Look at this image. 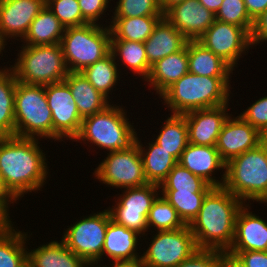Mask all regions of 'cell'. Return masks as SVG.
Here are the masks:
<instances>
[{
    "mask_svg": "<svg viewBox=\"0 0 267 267\" xmlns=\"http://www.w3.org/2000/svg\"><path fill=\"white\" fill-rule=\"evenodd\" d=\"M244 3L253 20L267 9V0H244Z\"/></svg>",
    "mask_w": 267,
    "mask_h": 267,
    "instance_id": "cell-46",
    "label": "cell"
},
{
    "mask_svg": "<svg viewBox=\"0 0 267 267\" xmlns=\"http://www.w3.org/2000/svg\"><path fill=\"white\" fill-rule=\"evenodd\" d=\"M160 191L208 193L213 186L177 163L160 184Z\"/></svg>",
    "mask_w": 267,
    "mask_h": 267,
    "instance_id": "cell-35",
    "label": "cell"
},
{
    "mask_svg": "<svg viewBox=\"0 0 267 267\" xmlns=\"http://www.w3.org/2000/svg\"><path fill=\"white\" fill-rule=\"evenodd\" d=\"M38 140L0 137V174L6 188L17 200L28 192L39 191L48 178L46 154Z\"/></svg>",
    "mask_w": 267,
    "mask_h": 267,
    "instance_id": "cell-1",
    "label": "cell"
},
{
    "mask_svg": "<svg viewBox=\"0 0 267 267\" xmlns=\"http://www.w3.org/2000/svg\"><path fill=\"white\" fill-rule=\"evenodd\" d=\"M163 16L112 17L111 40L145 42Z\"/></svg>",
    "mask_w": 267,
    "mask_h": 267,
    "instance_id": "cell-29",
    "label": "cell"
},
{
    "mask_svg": "<svg viewBox=\"0 0 267 267\" xmlns=\"http://www.w3.org/2000/svg\"><path fill=\"white\" fill-rule=\"evenodd\" d=\"M16 198L6 188L2 176L0 174V205L9 212V206L11 203L16 202ZM10 203V204H9ZM9 205V206H8Z\"/></svg>",
    "mask_w": 267,
    "mask_h": 267,
    "instance_id": "cell-47",
    "label": "cell"
},
{
    "mask_svg": "<svg viewBox=\"0 0 267 267\" xmlns=\"http://www.w3.org/2000/svg\"><path fill=\"white\" fill-rule=\"evenodd\" d=\"M116 62L118 61L110 52L101 60L96 61L81 71L91 85L107 99L110 98L108 94H111V89L113 90L117 85L118 76L120 75V69L117 66L121 65H118L119 63Z\"/></svg>",
    "mask_w": 267,
    "mask_h": 267,
    "instance_id": "cell-34",
    "label": "cell"
},
{
    "mask_svg": "<svg viewBox=\"0 0 267 267\" xmlns=\"http://www.w3.org/2000/svg\"><path fill=\"white\" fill-rule=\"evenodd\" d=\"M188 69L190 73L209 77H231L235 70L197 40H188Z\"/></svg>",
    "mask_w": 267,
    "mask_h": 267,
    "instance_id": "cell-26",
    "label": "cell"
},
{
    "mask_svg": "<svg viewBox=\"0 0 267 267\" xmlns=\"http://www.w3.org/2000/svg\"><path fill=\"white\" fill-rule=\"evenodd\" d=\"M110 218L108 209L90 214L67 228L61 240L88 265L95 266L103 261L102 251Z\"/></svg>",
    "mask_w": 267,
    "mask_h": 267,
    "instance_id": "cell-9",
    "label": "cell"
},
{
    "mask_svg": "<svg viewBox=\"0 0 267 267\" xmlns=\"http://www.w3.org/2000/svg\"><path fill=\"white\" fill-rule=\"evenodd\" d=\"M11 225L9 213L0 205V233L6 231Z\"/></svg>",
    "mask_w": 267,
    "mask_h": 267,
    "instance_id": "cell-49",
    "label": "cell"
},
{
    "mask_svg": "<svg viewBox=\"0 0 267 267\" xmlns=\"http://www.w3.org/2000/svg\"><path fill=\"white\" fill-rule=\"evenodd\" d=\"M112 17L164 16L159 0H118Z\"/></svg>",
    "mask_w": 267,
    "mask_h": 267,
    "instance_id": "cell-40",
    "label": "cell"
},
{
    "mask_svg": "<svg viewBox=\"0 0 267 267\" xmlns=\"http://www.w3.org/2000/svg\"><path fill=\"white\" fill-rule=\"evenodd\" d=\"M236 255L246 267H267V251H227Z\"/></svg>",
    "mask_w": 267,
    "mask_h": 267,
    "instance_id": "cell-44",
    "label": "cell"
},
{
    "mask_svg": "<svg viewBox=\"0 0 267 267\" xmlns=\"http://www.w3.org/2000/svg\"><path fill=\"white\" fill-rule=\"evenodd\" d=\"M17 79L9 68L0 72V137L15 136V88Z\"/></svg>",
    "mask_w": 267,
    "mask_h": 267,
    "instance_id": "cell-31",
    "label": "cell"
},
{
    "mask_svg": "<svg viewBox=\"0 0 267 267\" xmlns=\"http://www.w3.org/2000/svg\"><path fill=\"white\" fill-rule=\"evenodd\" d=\"M108 105L104 110L83 118L73 141H88L108 152L123 150L135 142L136 131L120 105Z\"/></svg>",
    "mask_w": 267,
    "mask_h": 267,
    "instance_id": "cell-5",
    "label": "cell"
},
{
    "mask_svg": "<svg viewBox=\"0 0 267 267\" xmlns=\"http://www.w3.org/2000/svg\"><path fill=\"white\" fill-rule=\"evenodd\" d=\"M103 26L88 23L65 28L60 45L69 72H81L110 53L111 32Z\"/></svg>",
    "mask_w": 267,
    "mask_h": 267,
    "instance_id": "cell-7",
    "label": "cell"
},
{
    "mask_svg": "<svg viewBox=\"0 0 267 267\" xmlns=\"http://www.w3.org/2000/svg\"><path fill=\"white\" fill-rule=\"evenodd\" d=\"M231 116L232 114L229 113L216 143V149L225 163L246 151L257 148L267 139L240 115L235 118Z\"/></svg>",
    "mask_w": 267,
    "mask_h": 267,
    "instance_id": "cell-15",
    "label": "cell"
},
{
    "mask_svg": "<svg viewBox=\"0 0 267 267\" xmlns=\"http://www.w3.org/2000/svg\"><path fill=\"white\" fill-rule=\"evenodd\" d=\"M123 191L115 201L116 205L108 207L111 220L144 236L148 230L147 216L152 203L160 195V187L156 184H147Z\"/></svg>",
    "mask_w": 267,
    "mask_h": 267,
    "instance_id": "cell-12",
    "label": "cell"
},
{
    "mask_svg": "<svg viewBox=\"0 0 267 267\" xmlns=\"http://www.w3.org/2000/svg\"><path fill=\"white\" fill-rule=\"evenodd\" d=\"M135 142L139 147L147 182L160 186L178 161L156 142L151 141L147 143V148L143 147L137 133Z\"/></svg>",
    "mask_w": 267,
    "mask_h": 267,
    "instance_id": "cell-27",
    "label": "cell"
},
{
    "mask_svg": "<svg viewBox=\"0 0 267 267\" xmlns=\"http://www.w3.org/2000/svg\"><path fill=\"white\" fill-rule=\"evenodd\" d=\"M155 142L168 151L177 161L188 145V128L185 117L180 114H171L161 127Z\"/></svg>",
    "mask_w": 267,
    "mask_h": 267,
    "instance_id": "cell-30",
    "label": "cell"
},
{
    "mask_svg": "<svg viewBox=\"0 0 267 267\" xmlns=\"http://www.w3.org/2000/svg\"><path fill=\"white\" fill-rule=\"evenodd\" d=\"M4 48H5V45L0 41V55H1L2 51L4 50ZM4 69H5V67L3 69H1L0 72L3 71Z\"/></svg>",
    "mask_w": 267,
    "mask_h": 267,
    "instance_id": "cell-54",
    "label": "cell"
},
{
    "mask_svg": "<svg viewBox=\"0 0 267 267\" xmlns=\"http://www.w3.org/2000/svg\"><path fill=\"white\" fill-rule=\"evenodd\" d=\"M230 77H209L188 72L166 89L160 98L172 114L229 104Z\"/></svg>",
    "mask_w": 267,
    "mask_h": 267,
    "instance_id": "cell-3",
    "label": "cell"
},
{
    "mask_svg": "<svg viewBox=\"0 0 267 267\" xmlns=\"http://www.w3.org/2000/svg\"><path fill=\"white\" fill-rule=\"evenodd\" d=\"M141 255L145 267H176L198 248L189 225L172 231H157Z\"/></svg>",
    "mask_w": 267,
    "mask_h": 267,
    "instance_id": "cell-11",
    "label": "cell"
},
{
    "mask_svg": "<svg viewBox=\"0 0 267 267\" xmlns=\"http://www.w3.org/2000/svg\"><path fill=\"white\" fill-rule=\"evenodd\" d=\"M15 136L53 139L52 111L45 85H29L17 81L15 88Z\"/></svg>",
    "mask_w": 267,
    "mask_h": 267,
    "instance_id": "cell-8",
    "label": "cell"
},
{
    "mask_svg": "<svg viewBox=\"0 0 267 267\" xmlns=\"http://www.w3.org/2000/svg\"><path fill=\"white\" fill-rule=\"evenodd\" d=\"M223 187L244 204L267 192V139L226 163Z\"/></svg>",
    "mask_w": 267,
    "mask_h": 267,
    "instance_id": "cell-4",
    "label": "cell"
},
{
    "mask_svg": "<svg viewBox=\"0 0 267 267\" xmlns=\"http://www.w3.org/2000/svg\"><path fill=\"white\" fill-rule=\"evenodd\" d=\"M105 158L93 173L103 184L120 189L149 184L136 142L126 149L108 152Z\"/></svg>",
    "mask_w": 267,
    "mask_h": 267,
    "instance_id": "cell-10",
    "label": "cell"
},
{
    "mask_svg": "<svg viewBox=\"0 0 267 267\" xmlns=\"http://www.w3.org/2000/svg\"><path fill=\"white\" fill-rule=\"evenodd\" d=\"M229 104L192 110L185 114L188 142L200 146H216L222 126L229 117Z\"/></svg>",
    "mask_w": 267,
    "mask_h": 267,
    "instance_id": "cell-17",
    "label": "cell"
},
{
    "mask_svg": "<svg viewBox=\"0 0 267 267\" xmlns=\"http://www.w3.org/2000/svg\"><path fill=\"white\" fill-rule=\"evenodd\" d=\"M13 225L0 233V267H28L25 246L28 232L16 231Z\"/></svg>",
    "mask_w": 267,
    "mask_h": 267,
    "instance_id": "cell-33",
    "label": "cell"
},
{
    "mask_svg": "<svg viewBox=\"0 0 267 267\" xmlns=\"http://www.w3.org/2000/svg\"><path fill=\"white\" fill-rule=\"evenodd\" d=\"M28 267H88L89 265L73 253L61 240L51 241L27 251Z\"/></svg>",
    "mask_w": 267,
    "mask_h": 267,
    "instance_id": "cell-24",
    "label": "cell"
},
{
    "mask_svg": "<svg viewBox=\"0 0 267 267\" xmlns=\"http://www.w3.org/2000/svg\"><path fill=\"white\" fill-rule=\"evenodd\" d=\"M148 229L154 227L155 231H172L183 228L185 224L178 216L175 208L162 195L152 203L147 216ZM150 227V228H149Z\"/></svg>",
    "mask_w": 267,
    "mask_h": 267,
    "instance_id": "cell-36",
    "label": "cell"
},
{
    "mask_svg": "<svg viewBox=\"0 0 267 267\" xmlns=\"http://www.w3.org/2000/svg\"><path fill=\"white\" fill-rule=\"evenodd\" d=\"M71 90L82 118L94 115L110 105V100L98 92L82 72H69L63 80Z\"/></svg>",
    "mask_w": 267,
    "mask_h": 267,
    "instance_id": "cell-25",
    "label": "cell"
},
{
    "mask_svg": "<svg viewBox=\"0 0 267 267\" xmlns=\"http://www.w3.org/2000/svg\"><path fill=\"white\" fill-rule=\"evenodd\" d=\"M161 195L175 208L183 223L190 225L198 216L207 193L161 191Z\"/></svg>",
    "mask_w": 267,
    "mask_h": 267,
    "instance_id": "cell-37",
    "label": "cell"
},
{
    "mask_svg": "<svg viewBox=\"0 0 267 267\" xmlns=\"http://www.w3.org/2000/svg\"><path fill=\"white\" fill-rule=\"evenodd\" d=\"M95 267H101V266L98 265V266H95ZM102 267H107V266L105 265V266H102ZM112 267H122V264H113Z\"/></svg>",
    "mask_w": 267,
    "mask_h": 267,
    "instance_id": "cell-55",
    "label": "cell"
},
{
    "mask_svg": "<svg viewBox=\"0 0 267 267\" xmlns=\"http://www.w3.org/2000/svg\"><path fill=\"white\" fill-rule=\"evenodd\" d=\"M240 116L267 138V96L258 99Z\"/></svg>",
    "mask_w": 267,
    "mask_h": 267,
    "instance_id": "cell-41",
    "label": "cell"
},
{
    "mask_svg": "<svg viewBox=\"0 0 267 267\" xmlns=\"http://www.w3.org/2000/svg\"><path fill=\"white\" fill-rule=\"evenodd\" d=\"M122 267H145L141 262L122 264Z\"/></svg>",
    "mask_w": 267,
    "mask_h": 267,
    "instance_id": "cell-52",
    "label": "cell"
},
{
    "mask_svg": "<svg viewBox=\"0 0 267 267\" xmlns=\"http://www.w3.org/2000/svg\"><path fill=\"white\" fill-rule=\"evenodd\" d=\"M243 205L223 186L213 187L189 225L197 248L227 251L234 239L237 213Z\"/></svg>",
    "mask_w": 267,
    "mask_h": 267,
    "instance_id": "cell-2",
    "label": "cell"
},
{
    "mask_svg": "<svg viewBox=\"0 0 267 267\" xmlns=\"http://www.w3.org/2000/svg\"><path fill=\"white\" fill-rule=\"evenodd\" d=\"M138 236L141 239L140 234L115 223L110 218L106 229L102 256L106 254L114 264L140 262L141 256L137 252Z\"/></svg>",
    "mask_w": 267,
    "mask_h": 267,
    "instance_id": "cell-21",
    "label": "cell"
},
{
    "mask_svg": "<svg viewBox=\"0 0 267 267\" xmlns=\"http://www.w3.org/2000/svg\"><path fill=\"white\" fill-rule=\"evenodd\" d=\"M45 5L46 0H0V41L5 46L8 38L22 41Z\"/></svg>",
    "mask_w": 267,
    "mask_h": 267,
    "instance_id": "cell-16",
    "label": "cell"
},
{
    "mask_svg": "<svg viewBox=\"0 0 267 267\" xmlns=\"http://www.w3.org/2000/svg\"><path fill=\"white\" fill-rule=\"evenodd\" d=\"M189 72L188 69V42L186 46L151 66L149 76L145 80L149 82L160 96L166 89Z\"/></svg>",
    "mask_w": 267,
    "mask_h": 267,
    "instance_id": "cell-23",
    "label": "cell"
},
{
    "mask_svg": "<svg viewBox=\"0 0 267 267\" xmlns=\"http://www.w3.org/2000/svg\"><path fill=\"white\" fill-rule=\"evenodd\" d=\"M45 94L53 121V140H73L79 133L83 118L68 85L62 81L45 85Z\"/></svg>",
    "mask_w": 267,
    "mask_h": 267,
    "instance_id": "cell-14",
    "label": "cell"
},
{
    "mask_svg": "<svg viewBox=\"0 0 267 267\" xmlns=\"http://www.w3.org/2000/svg\"><path fill=\"white\" fill-rule=\"evenodd\" d=\"M46 6L65 28L88 24L83 18L78 0H46Z\"/></svg>",
    "mask_w": 267,
    "mask_h": 267,
    "instance_id": "cell-39",
    "label": "cell"
},
{
    "mask_svg": "<svg viewBox=\"0 0 267 267\" xmlns=\"http://www.w3.org/2000/svg\"><path fill=\"white\" fill-rule=\"evenodd\" d=\"M204 7L212 11L214 14L219 10L223 0H198Z\"/></svg>",
    "mask_w": 267,
    "mask_h": 267,
    "instance_id": "cell-50",
    "label": "cell"
},
{
    "mask_svg": "<svg viewBox=\"0 0 267 267\" xmlns=\"http://www.w3.org/2000/svg\"><path fill=\"white\" fill-rule=\"evenodd\" d=\"M14 66L17 81L29 85L62 82L68 75L60 43L53 45H23Z\"/></svg>",
    "mask_w": 267,
    "mask_h": 267,
    "instance_id": "cell-6",
    "label": "cell"
},
{
    "mask_svg": "<svg viewBox=\"0 0 267 267\" xmlns=\"http://www.w3.org/2000/svg\"><path fill=\"white\" fill-rule=\"evenodd\" d=\"M111 0H78L83 18L88 23L98 24L99 18L103 17Z\"/></svg>",
    "mask_w": 267,
    "mask_h": 267,
    "instance_id": "cell-43",
    "label": "cell"
},
{
    "mask_svg": "<svg viewBox=\"0 0 267 267\" xmlns=\"http://www.w3.org/2000/svg\"><path fill=\"white\" fill-rule=\"evenodd\" d=\"M249 203L237 213L234 239L227 251H267V221L249 212Z\"/></svg>",
    "mask_w": 267,
    "mask_h": 267,
    "instance_id": "cell-19",
    "label": "cell"
},
{
    "mask_svg": "<svg viewBox=\"0 0 267 267\" xmlns=\"http://www.w3.org/2000/svg\"><path fill=\"white\" fill-rule=\"evenodd\" d=\"M185 0H159V5L161 8V12L165 14L170 8L174 5L181 3Z\"/></svg>",
    "mask_w": 267,
    "mask_h": 267,
    "instance_id": "cell-51",
    "label": "cell"
},
{
    "mask_svg": "<svg viewBox=\"0 0 267 267\" xmlns=\"http://www.w3.org/2000/svg\"><path fill=\"white\" fill-rule=\"evenodd\" d=\"M250 40L252 46L267 41V9L254 19Z\"/></svg>",
    "mask_w": 267,
    "mask_h": 267,
    "instance_id": "cell-45",
    "label": "cell"
},
{
    "mask_svg": "<svg viewBox=\"0 0 267 267\" xmlns=\"http://www.w3.org/2000/svg\"><path fill=\"white\" fill-rule=\"evenodd\" d=\"M215 19L235 24L251 33L254 20L249 16L244 0H223L219 10L215 14Z\"/></svg>",
    "mask_w": 267,
    "mask_h": 267,
    "instance_id": "cell-38",
    "label": "cell"
},
{
    "mask_svg": "<svg viewBox=\"0 0 267 267\" xmlns=\"http://www.w3.org/2000/svg\"><path fill=\"white\" fill-rule=\"evenodd\" d=\"M178 163L194 175L203 178L213 187L223 186L225 172L221 175L223 176L221 180H217L213 176L215 170L222 169L225 171L226 168V163L221 159L216 146H200L188 143Z\"/></svg>",
    "mask_w": 267,
    "mask_h": 267,
    "instance_id": "cell-20",
    "label": "cell"
},
{
    "mask_svg": "<svg viewBox=\"0 0 267 267\" xmlns=\"http://www.w3.org/2000/svg\"><path fill=\"white\" fill-rule=\"evenodd\" d=\"M176 267H221V251L198 248Z\"/></svg>",
    "mask_w": 267,
    "mask_h": 267,
    "instance_id": "cell-42",
    "label": "cell"
},
{
    "mask_svg": "<svg viewBox=\"0 0 267 267\" xmlns=\"http://www.w3.org/2000/svg\"><path fill=\"white\" fill-rule=\"evenodd\" d=\"M258 202H260L261 204L262 203L267 204V192L260 198V200Z\"/></svg>",
    "mask_w": 267,
    "mask_h": 267,
    "instance_id": "cell-53",
    "label": "cell"
},
{
    "mask_svg": "<svg viewBox=\"0 0 267 267\" xmlns=\"http://www.w3.org/2000/svg\"><path fill=\"white\" fill-rule=\"evenodd\" d=\"M188 39L163 16L144 42L148 65L151 67L164 57L182 50Z\"/></svg>",
    "mask_w": 267,
    "mask_h": 267,
    "instance_id": "cell-22",
    "label": "cell"
},
{
    "mask_svg": "<svg viewBox=\"0 0 267 267\" xmlns=\"http://www.w3.org/2000/svg\"><path fill=\"white\" fill-rule=\"evenodd\" d=\"M197 41L222 58L233 69L242 54L252 47L250 34L244 28L218 20H215Z\"/></svg>",
    "mask_w": 267,
    "mask_h": 267,
    "instance_id": "cell-13",
    "label": "cell"
},
{
    "mask_svg": "<svg viewBox=\"0 0 267 267\" xmlns=\"http://www.w3.org/2000/svg\"><path fill=\"white\" fill-rule=\"evenodd\" d=\"M221 267H246L236 256L227 251H221Z\"/></svg>",
    "mask_w": 267,
    "mask_h": 267,
    "instance_id": "cell-48",
    "label": "cell"
},
{
    "mask_svg": "<svg viewBox=\"0 0 267 267\" xmlns=\"http://www.w3.org/2000/svg\"><path fill=\"white\" fill-rule=\"evenodd\" d=\"M65 27L45 5L21 42L23 45H53L61 42ZM26 43V44H25Z\"/></svg>",
    "mask_w": 267,
    "mask_h": 267,
    "instance_id": "cell-28",
    "label": "cell"
},
{
    "mask_svg": "<svg viewBox=\"0 0 267 267\" xmlns=\"http://www.w3.org/2000/svg\"><path fill=\"white\" fill-rule=\"evenodd\" d=\"M115 59L132 70V73L138 74L145 81L149 76L151 67L148 65L145 46L143 42L129 40H111V51Z\"/></svg>",
    "mask_w": 267,
    "mask_h": 267,
    "instance_id": "cell-32",
    "label": "cell"
},
{
    "mask_svg": "<svg viewBox=\"0 0 267 267\" xmlns=\"http://www.w3.org/2000/svg\"><path fill=\"white\" fill-rule=\"evenodd\" d=\"M164 16L188 40H197L216 20L215 14L198 0L178 3Z\"/></svg>",
    "mask_w": 267,
    "mask_h": 267,
    "instance_id": "cell-18",
    "label": "cell"
}]
</instances>
